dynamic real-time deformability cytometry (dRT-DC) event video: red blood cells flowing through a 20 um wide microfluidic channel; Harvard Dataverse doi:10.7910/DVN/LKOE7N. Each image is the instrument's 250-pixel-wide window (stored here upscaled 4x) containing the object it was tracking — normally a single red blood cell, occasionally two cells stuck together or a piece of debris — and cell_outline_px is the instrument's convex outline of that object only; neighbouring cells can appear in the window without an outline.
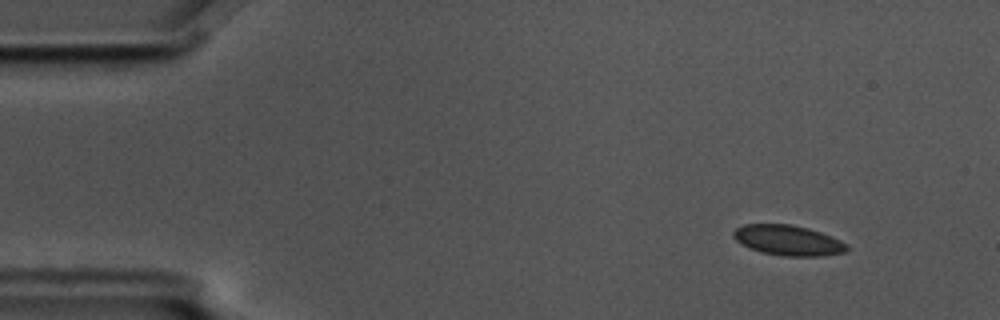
{"species": "common noctule bat (a hibernating species)", "species_latin": "Nyctalus noctula", "temperature_condition": "cold", "stored_images_in_passage": 5, "camera_frame_rate_fps": 3000, "um_per_image_px": 0.085, "animal": {"sex": "male", "body_mass_g": 17.5, "forearm_length_mm": 52.3}, "frame": {"image": 1, "passage_image": 2, "time_ms": 0.333, "image_size_px": [1000, 320], "cell_outline_px": [[848, 248], [844, 252], [824, 256], [784, 256], [760, 252], [736, 240], [732, 236], [732, 232], [736, 228], [744, 224], [788, 224], [808, 228], [820, 232], [840, 240], [848, 244]], "centroid_in_image_um": [66.99, 20.43], "position_along_channel_um": 18.0, "area_um2": 19.88}}